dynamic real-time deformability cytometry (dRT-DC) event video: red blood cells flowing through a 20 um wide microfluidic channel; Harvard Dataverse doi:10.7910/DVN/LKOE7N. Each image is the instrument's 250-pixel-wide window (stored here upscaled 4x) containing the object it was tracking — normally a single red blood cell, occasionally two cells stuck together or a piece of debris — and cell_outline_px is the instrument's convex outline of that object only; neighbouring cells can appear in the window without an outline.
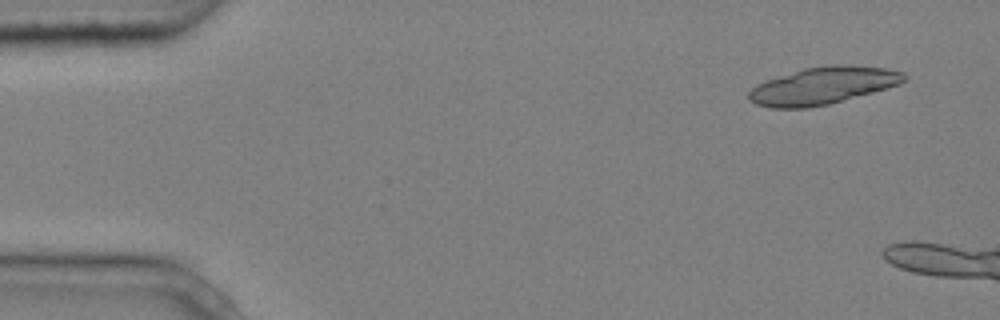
{"species": "common noctule bat (a hibernating species)", "species_latin": "Nyctalus noctula", "temperature_condition": "cold", "stored_images_in_passage": 3, "camera_frame_rate_fps": 3000, "um_per_image_px": 0.085, "animal": {"sex": "male", "body_mass_g": 20.4}, "frame": {"image": 1, "passage_image": 1, "time_ms": 0.0, "image_size_px": [1000, 320], "cell_outline_px": [[908, 76], [900, 84], [872, 92], [828, 104], [808, 108], [772, 108], [756, 104], [748, 100], [748, 92], [756, 84], [804, 68], [836, 64], [840, 64], [884, 68], [904, 72]], "centroid_in_image_um": [69.93, 7.29], "position_along_channel_um": 15.1, "area_um2": 33.35}}